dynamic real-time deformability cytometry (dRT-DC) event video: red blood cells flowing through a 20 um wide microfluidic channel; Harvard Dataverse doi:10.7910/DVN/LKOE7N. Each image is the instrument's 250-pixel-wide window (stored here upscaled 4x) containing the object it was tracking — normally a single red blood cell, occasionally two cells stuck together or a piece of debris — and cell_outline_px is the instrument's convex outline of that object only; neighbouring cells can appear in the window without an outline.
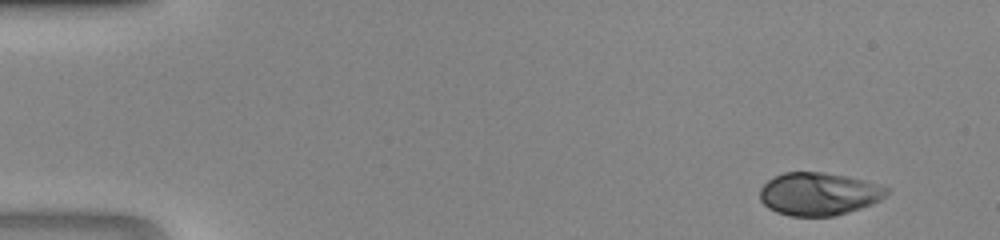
{"species": "human", "species_latin": "Homo sapiens", "temperature_condition": "room temperature", "stored_images_in_passage": 43, "camera_frame_rate_fps": 3000, "um_per_image_px": 0.085, "donor": {"sex": "male"}, "frame": {"image": 1, "passage_image": 1, "time_ms": 0.0, "image_size_px": [1000, 240], "cell_outline_px": [[888, 192], [880, 200], [872, 204], [848, 212], [832, 216], [792, 216], [776, 212], [768, 208], [760, 200], [760, 188], [768, 180], [784, 172], [824, 172], [848, 176], [864, 180], [888, 188]], "centroid_in_image_um": [69.57, 16.48], "position_along_channel_um": 15.4, "area_um2": 31.56}}
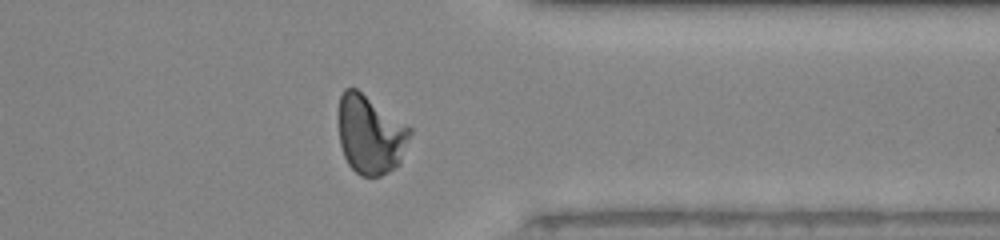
{"frame": {"image": 2, "passage_image": 33, "time_ms": 10.667, "image_size_px": [1000, 240], "cell_outline_px": [[412, 132], [400, 164], [388, 172], [380, 176], [360, 176], [348, 164], [344, 156], [340, 144], [340, 96], [344, 88], [356, 88], [412, 128]], "centroid_in_image_um": [31.51, 11.46], "position_along_channel_um": 379.9, "area_um2": 32.6}}
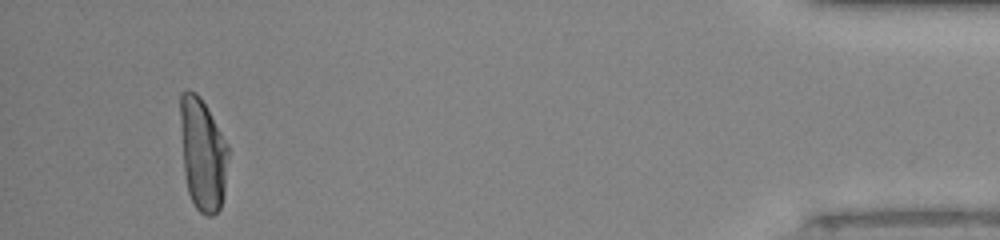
{"frame": {"image": 3, "passage_image": 40, "time_ms": 13.0, "image_size_px": [1000, 240], "cell_outline_px": [[228, 156], [224, 192], [220, 208], [212, 216], [208, 216], [200, 212], [196, 208], [188, 192], [184, 172], [180, 120], [180, 92], [188, 88], [196, 92], [200, 96], [228, 144]], "centroid_in_image_um": [17.22, 13.07], "position_along_channel_um": 418.0, "area_um2": 31.39}}